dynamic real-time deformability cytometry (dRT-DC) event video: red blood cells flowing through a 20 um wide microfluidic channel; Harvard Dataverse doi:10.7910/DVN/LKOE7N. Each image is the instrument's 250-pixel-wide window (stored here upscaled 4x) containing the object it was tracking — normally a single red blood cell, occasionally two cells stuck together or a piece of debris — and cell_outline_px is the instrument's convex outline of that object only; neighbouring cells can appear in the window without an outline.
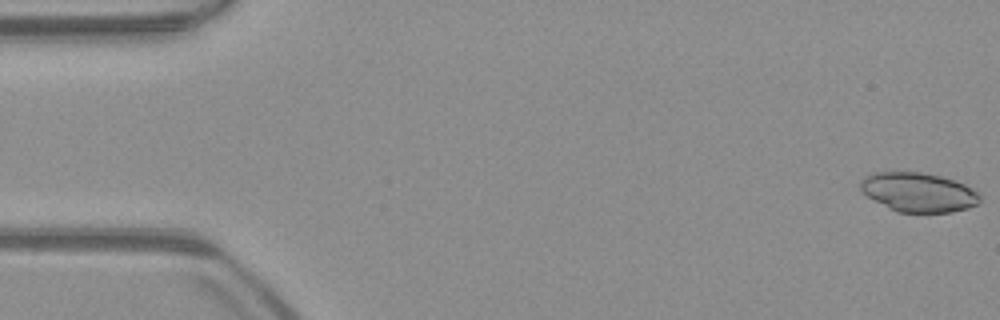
{"species": "common noctule bat (a hibernating species)", "species_latin": "Nyctalus noctula", "temperature_condition": "warm", "stored_images_in_passage": 52, "camera_frame_rate_fps": 3000, "um_per_image_px": 0.085, "animal": {"sex": "male", "body_mass_g": 23.1, "forearm_length_mm": 52.7}, "frame": {"image": 1, "passage_image": 1, "time_ms": 0.0, "image_size_px": [1000, 320], "cell_outline_px": [[980, 200], [976, 204], [968, 208], [952, 212], [896, 212], [888, 208], [868, 196], [860, 188], [860, 180], [864, 176], [872, 172], [920, 172], [940, 176], [964, 184], [976, 192], [980, 196]], "centroid_in_image_um": [78.03, 16.34], "position_along_channel_um": 7.0, "area_um2": 27.11}}
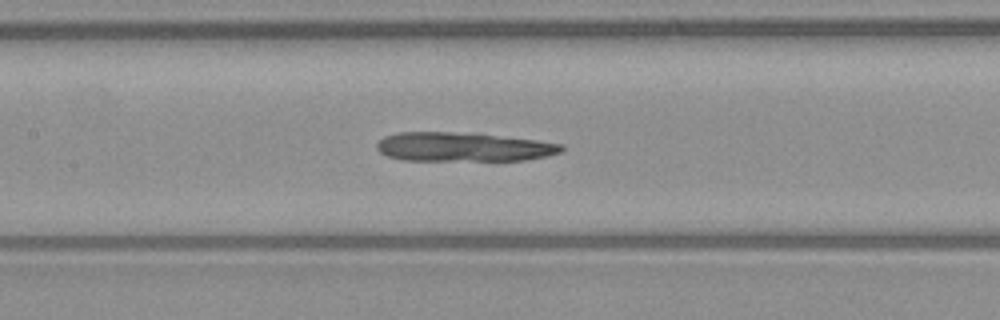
{"frame": {"image": 2, "passage_image": 24, "time_ms": 7.667, "image_size_px": [1000, 320], "cell_outline_px": [[564, 148], [560, 152], [548, 156], [524, 160], [400, 160], [388, 156], [380, 152], [376, 148], [376, 144], [384, 136], [396, 132], [448, 132], [536, 140], [564, 144]], "centroid_in_image_um": [39.33, 12.5], "position_along_channel_um": 168.1, "area_um2": 30.87}}
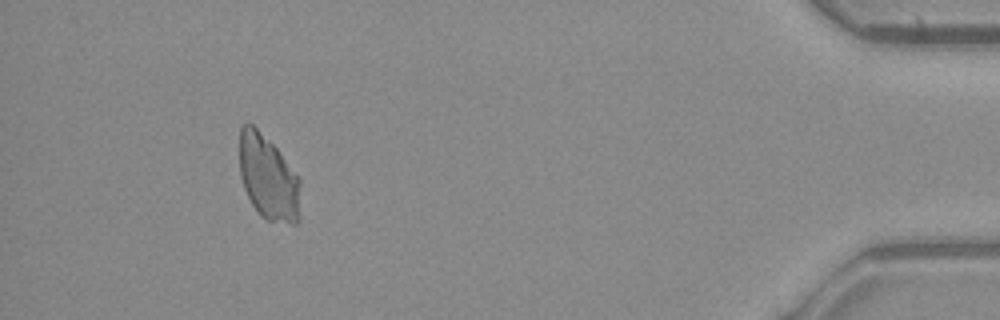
{"frame": {"image": 3, "passage_image": 48, "time_ms": 15.667, "image_size_px": [1000, 320], "cell_outline_px": [[300, 220], [296, 224], [292, 224], [268, 220], [260, 216], [252, 204], [244, 188], [240, 176], [240, 128], [248, 120], [280, 152], [300, 176]], "centroid_in_image_um": [22.83, 15.12], "position_along_channel_um": 412.4, "area_um2": 30.4}}